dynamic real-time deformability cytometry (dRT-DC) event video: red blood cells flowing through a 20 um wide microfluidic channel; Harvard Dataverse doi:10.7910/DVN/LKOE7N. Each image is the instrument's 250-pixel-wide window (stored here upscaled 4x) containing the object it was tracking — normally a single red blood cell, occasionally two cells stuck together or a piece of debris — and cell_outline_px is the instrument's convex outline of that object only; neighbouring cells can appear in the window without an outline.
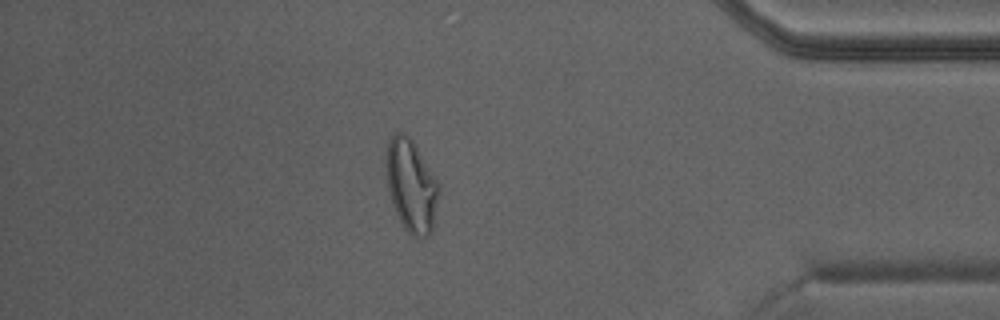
{"species": "Egyptian fruit bat (a non-hibernating species)", "species_latin": "Rousettus aegyptiacus", "temperature_condition": "warm", "stored_images_in_passage": 38, "camera_frame_rate_fps": 3000, "um_per_image_px": 0.085, "animal": {"sex": "male"}, "frame": {"image": 1, "passage_image": 33, "time_ms": 10.667, "image_size_px": [1000, 320], "cell_outline_px": [[440, 192], [436, 224], [432, 232], [424, 240], [420, 240], [412, 236], [404, 228], [392, 204], [388, 188], [384, 160], [388, 140], [396, 132], [404, 132], [412, 140], [440, 184]], "centroid_in_image_um": [34.99, 15.84], "position_along_channel_um": 400.2, "area_um2": 29.3}}